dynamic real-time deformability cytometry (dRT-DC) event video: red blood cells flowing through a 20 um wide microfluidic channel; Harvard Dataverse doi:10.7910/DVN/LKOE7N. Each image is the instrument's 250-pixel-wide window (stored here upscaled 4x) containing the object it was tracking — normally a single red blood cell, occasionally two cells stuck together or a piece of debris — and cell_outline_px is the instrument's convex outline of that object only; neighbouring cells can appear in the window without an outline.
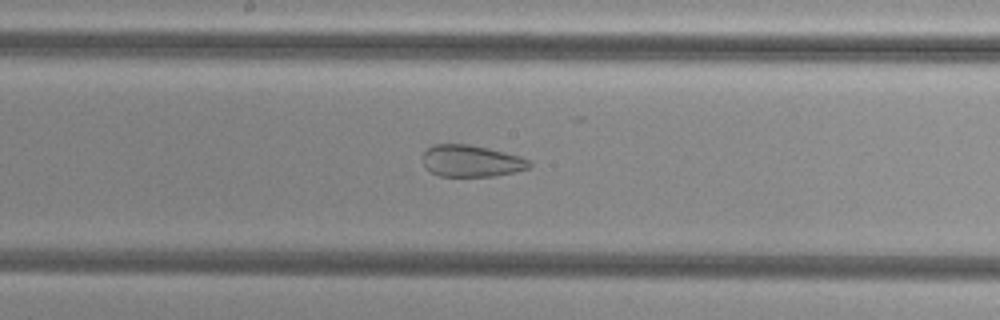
{"species": "common noctule bat (a hibernating species)", "species_latin": "Nyctalus noctula", "temperature_condition": "cold", "stored_images_in_passage": 38, "camera_frame_rate_fps": 3000, "um_per_image_px": 0.085, "animal": {"sex": "female", "body_mass_g": 29.2, "forearm_length_mm": 56.3}, "frame": {"image": 1, "passage_image": 23, "time_ms": 7.333, "image_size_px": [1000, 320], "cell_outline_px": [[532, 164], [528, 168], [512, 172], [492, 176], [440, 176], [424, 168], [420, 156], [432, 144], [468, 144], [488, 148], [520, 156], [528, 160]], "centroid_in_image_um": [39.99, 13.67], "position_along_channel_um": 208.2, "area_um2": 19.77}}
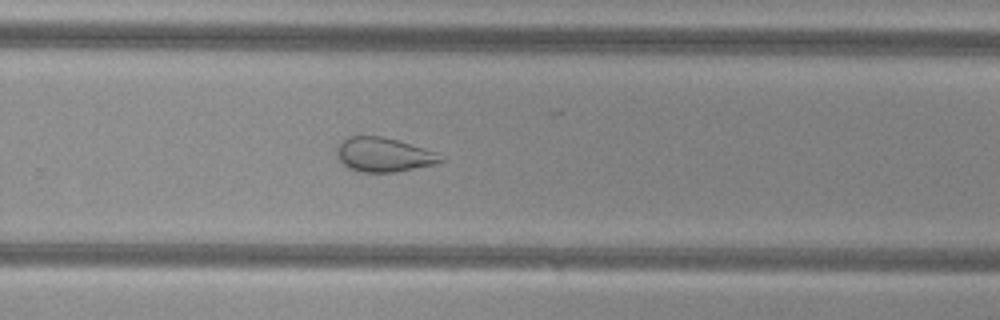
{"frame": {"image": 2, "passage_image": 30, "time_ms": 9.667, "image_size_px": [1000, 320], "cell_outline_px": [[444, 160], [432, 164], [392, 172], [360, 172], [348, 168], [336, 156], [336, 148], [340, 140], [348, 136], [380, 136], [396, 140], [436, 152], [444, 156]], "centroid_in_image_um": [32.54, 13.14], "position_along_channel_um": 297.3, "area_um2": 20.52}}
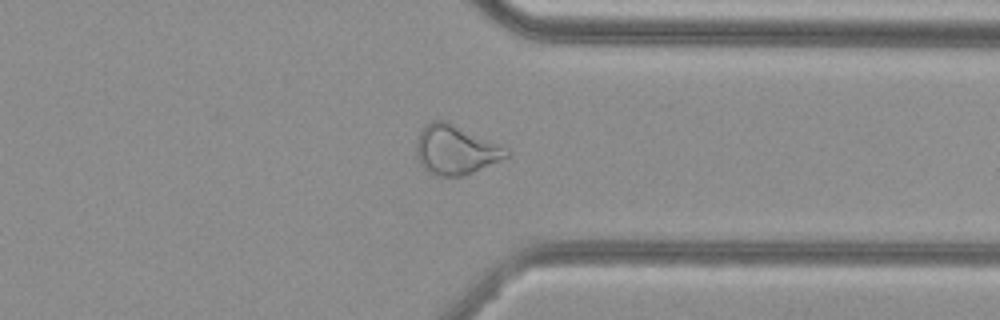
{"frame": {"image": 3, "passage_image": 36, "time_ms": 11.667, "image_size_px": [1000, 320], "cell_outline_px": [[512, 156], [472, 172], [460, 176], [440, 176], [424, 168], [420, 164], [416, 156], [416, 140], [424, 124], [432, 120], [444, 120], [512, 152]], "centroid_in_image_um": [38.68, 12.74], "position_along_channel_um": 372.7, "area_um2": 25.32}}